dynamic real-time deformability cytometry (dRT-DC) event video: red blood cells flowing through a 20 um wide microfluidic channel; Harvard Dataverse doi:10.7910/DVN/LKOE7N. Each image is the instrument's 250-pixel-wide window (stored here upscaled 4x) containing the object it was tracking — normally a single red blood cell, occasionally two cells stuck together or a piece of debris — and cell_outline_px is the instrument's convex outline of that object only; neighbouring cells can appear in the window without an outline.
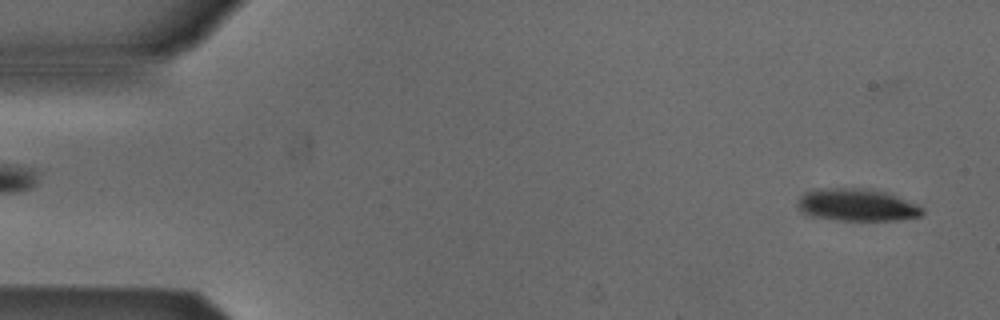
{"species": "Egyptian fruit bat (a non-hibernating species)", "species_latin": "Rousettus aegyptiacus", "temperature_condition": "cold", "stored_images_in_passage": 43, "camera_frame_rate_fps": 3000, "um_per_image_px": 0.085, "animal": {"sex": "male"}, "frame": {"image": 1, "passage_image": 2, "time_ms": 0.333, "image_size_px": [1000, 320], "cell_outline_px": [[924, 212], [920, 216], [896, 220], [836, 220], [816, 216], [800, 212], [796, 204], [800, 196], [804, 192], [820, 188], [864, 188], [884, 192], [896, 196], [916, 204], [924, 208]], "centroid_in_image_um": [72.8, 17.41], "position_along_channel_um": 12.2, "area_um2": 23.41}}
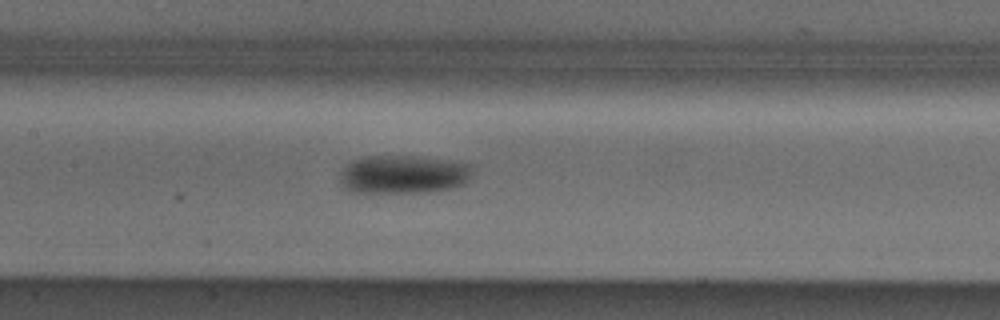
{"frame": {"image": 2, "passage_image": 24, "time_ms": 7.667, "image_size_px": [1000, 320], "cell_outline_px": [[472, 168], [468, 180], [464, 184], [452, 188], [432, 192], [352, 192], [344, 188], [340, 184], [340, 168], [344, 164], [352, 160], [364, 156], [424, 156], [460, 160], [472, 164]], "centroid_in_image_um": [34.29, 14.8], "position_along_channel_um": 173.1, "area_um2": 30.58}}
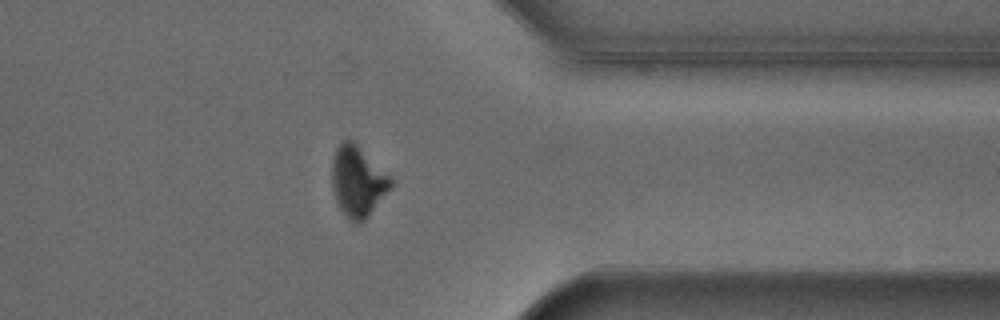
{"frame": {"image": 3, "passage_image": 41, "time_ms": 13.333, "image_size_px": [1000, 320], "cell_outline_px": [[392, 184], [368, 216], [360, 224], [356, 224], [348, 220], [340, 208], [336, 200], [332, 188], [332, 160], [336, 148], [340, 140], [348, 136], [392, 176]], "centroid_in_image_um": [30.38, 15.37], "position_along_channel_um": 381.0, "area_um2": 24.39}, "authors_computed_cell_mechanics": {"area_um2": 27.166, "velocity_mm_per_s": 3.8428, "shape_relaxation_time_tau1_ms": 3.2028, "shape_relaxation_time_tau2_ms": null, "deformation_change_tau1": 0.1134, "deformation_change_tau2": null}}